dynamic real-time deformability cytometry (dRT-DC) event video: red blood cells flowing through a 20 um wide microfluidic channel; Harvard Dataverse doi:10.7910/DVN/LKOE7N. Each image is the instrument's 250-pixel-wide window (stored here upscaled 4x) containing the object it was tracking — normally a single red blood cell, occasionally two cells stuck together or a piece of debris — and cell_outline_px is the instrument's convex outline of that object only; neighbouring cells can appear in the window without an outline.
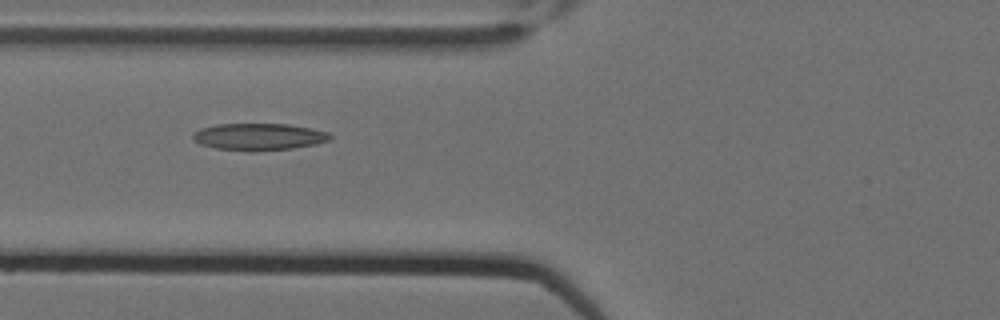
{"species": "Egyptian fruit bat (a non-hibernating species)", "species_latin": "Rousettus aegyptiacus", "temperature_condition": "cold", "stored_images_in_passage": 8, "camera_frame_rate_fps": 3000, "um_per_image_px": 0.085, "animal": {"sex": "female"}, "frame": {"image": 1, "passage_image": 7, "time_ms": 2.0, "image_size_px": [1000, 320], "cell_outline_px": [[332, 140], [316, 144], [292, 148], [256, 152], [248, 152], [216, 148], [200, 144], [192, 136], [192, 132], [200, 128], [216, 124], [288, 124], [328, 132], [332, 136]], "centroid_in_image_um": [21.99, 11.63], "position_along_channel_um": 103.8, "area_um2": 21.73}}